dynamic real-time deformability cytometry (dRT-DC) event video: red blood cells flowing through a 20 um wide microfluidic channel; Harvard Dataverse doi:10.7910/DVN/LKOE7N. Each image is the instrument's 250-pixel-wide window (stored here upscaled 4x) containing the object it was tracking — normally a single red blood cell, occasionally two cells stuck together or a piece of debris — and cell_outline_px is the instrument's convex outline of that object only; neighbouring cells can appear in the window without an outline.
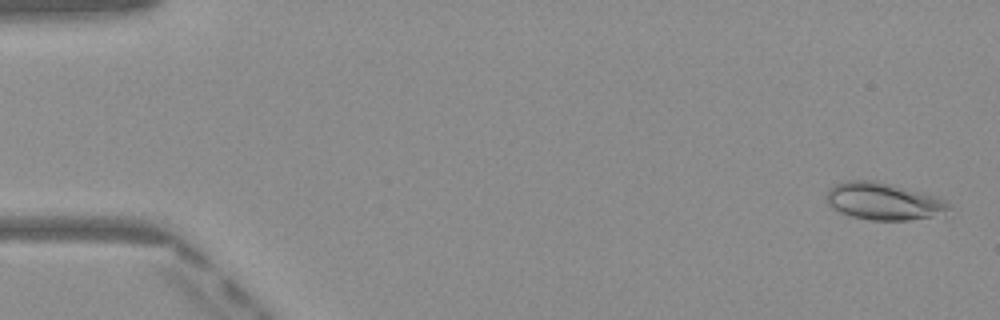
{"species": "Egyptian fruit bat (a non-hibernating species)", "species_latin": "Rousettus aegyptiacus", "temperature_condition": "warm", "stored_images_in_passage": 50, "camera_frame_rate_fps": 3000, "um_per_image_px": 0.085, "frame": {"image": 1, "passage_image": 2, "time_ms": 0.333, "image_size_px": [1000, 320], "cell_outline_px": [[952, 208], [944, 216], [908, 220], [872, 220], [852, 216], [840, 212], [832, 208], [824, 200], [824, 196], [828, 188], [836, 184], [848, 180], [872, 180], [888, 184], [940, 200], [948, 204]], "centroid_in_image_um": [75.01, 17.14], "position_along_channel_um": 10.0, "area_um2": 26.07}}
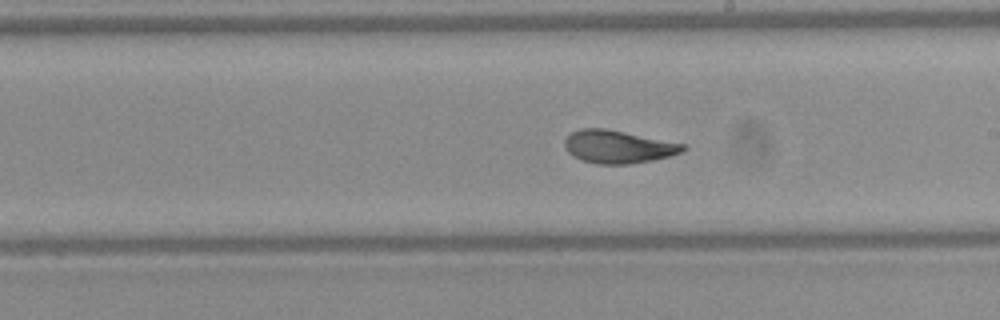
{"frame": {"image": 2, "passage_image": 29, "time_ms": 9.333, "image_size_px": [1000, 320], "cell_outline_px": [[688, 148], [680, 152], [668, 156], [652, 160], [628, 164], [596, 164], [584, 160], [568, 152], [564, 144], [564, 140], [572, 132], [580, 128], [604, 128], [684, 144]], "centroid_in_image_um": [52.52, 12.47], "position_along_channel_um": 236.5, "area_um2": 22.25}}
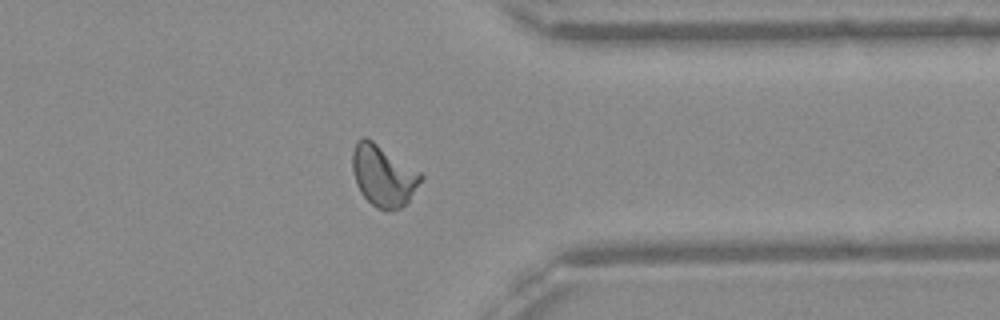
{"frame": {"image": 3, "passage_image": 40, "time_ms": 13.0, "image_size_px": [1000, 320], "cell_outline_px": [[424, 176], [408, 200], [400, 208], [392, 212], [384, 212], [376, 208], [360, 192], [356, 184], [352, 168], [352, 152], [356, 140], [360, 136], [364, 136], [372, 140], [420, 172]], "centroid_in_image_um": [32.54, 14.93], "position_along_channel_um": 378.9, "area_um2": 24.45}, "authors_computed_cell_mechanics": {"area_um2": 23.409, "velocity_mm_per_s": 4.061, "shape_relaxation_time_tau1_ms": 4.5745, "shape_relaxation_time_tau2_ms": 1.1196, "deformation_change_tau1": 0.1667, "deformation_change_tau2": 0.063}}